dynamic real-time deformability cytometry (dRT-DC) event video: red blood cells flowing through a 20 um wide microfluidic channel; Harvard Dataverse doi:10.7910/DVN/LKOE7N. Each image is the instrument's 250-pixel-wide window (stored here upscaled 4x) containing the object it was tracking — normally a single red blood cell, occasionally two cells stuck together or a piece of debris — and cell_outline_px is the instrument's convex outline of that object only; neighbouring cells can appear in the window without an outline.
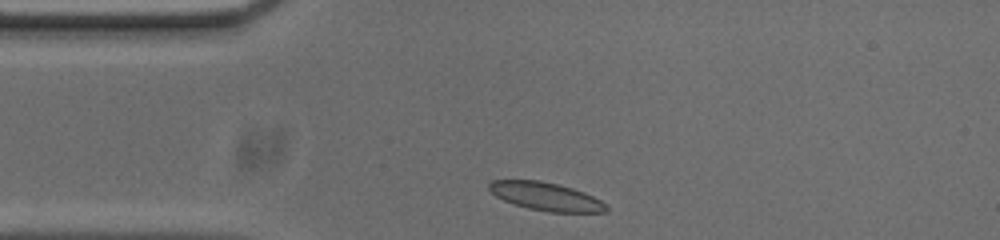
{"species": "common noctule bat (a hibernating species)", "species_latin": "Nyctalus noctula", "temperature_condition": "cold", "stored_images_in_passage": 32, "camera_frame_rate_fps": 3000, "um_per_image_px": 0.085, "animal": {"sex": "male", "body_mass_g": 20.0, "forearm_length_mm": 53.3}, "frame": {"image": 1, "passage_image": 1, "time_ms": 0.0, "image_size_px": [1000, 240], "cell_outline_px": [[608, 212], [548, 212], [528, 208], [504, 200], [496, 196], [488, 188], [488, 184], [492, 180], [540, 180], [572, 188], [584, 192], [608, 204]], "centroid_in_image_um": [46.43, 16.7], "position_along_channel_um": 38.6, "area_um2": 19.13}}
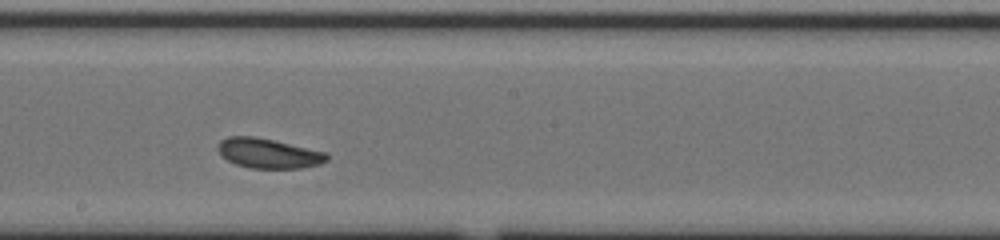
{"frame": {"image": 2, "passage_image": 18, "time_ms": 5.667, "image_size_px": [1000, 240], "cell_outline_px": [[328, 160], [320, 164], [300, 168], [252, 168], [236, 164], [228, 160], [216, 148], [216, 144], [220, 140], [228, 136], [256, 136], [324, 152], [328, 156]], "centroid_in_image_um": [22.78, 13.02], "position_along_channel_um": 225.4, "area_um2": 18.73}}
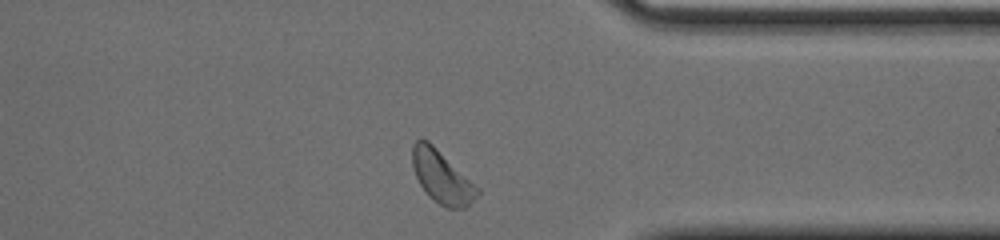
{"frame": {"image": 3, "passage_image": 31, "time_ms": 10.0, "image_size_px": [1000, 240], "cell_outline_px": [[480, 192], [464, 208], [448, 208], [432, 200], [428, 196], [420, 184], [416, 176], [412, 164], [412, 144], [416, 140], [428, 140], [480, 188]], "centroid_in_image_um": [37.54, 15.03], "position_along_channel_um": 373.9, "area_um2": 19.71}, "authors_computed_cell_mechanics": {"area_um2": 18.6983, "velocity_mm_per_s": 3.6478, "shape_relaxation_time_tau1_ms": 5.0935, "shape_relaxation_time_tau2_ms": 2.4353, "deformation_change_tau1": 0.1167, "deformation_change_tau2": 0.0653}}